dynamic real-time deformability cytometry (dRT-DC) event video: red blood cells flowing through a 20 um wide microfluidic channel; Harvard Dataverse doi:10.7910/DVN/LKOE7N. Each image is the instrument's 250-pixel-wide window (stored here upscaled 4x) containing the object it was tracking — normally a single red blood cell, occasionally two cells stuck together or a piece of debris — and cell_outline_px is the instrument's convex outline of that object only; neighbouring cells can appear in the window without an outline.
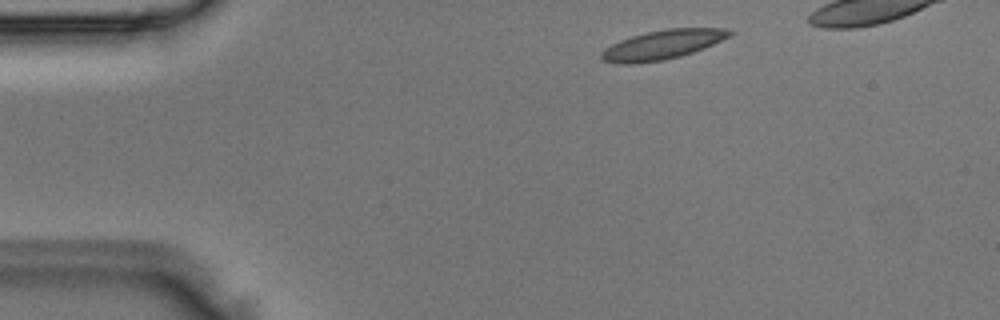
{"species": "Egyptian fruit bat (a non-hibernating species)", "species_latin": "Rousettus aegyptiacus", "temperature_condition": "room temperature", "stored_images_in_passage": 3, "camera_frame_rate_fps": 3000, "um_per_image_px": 0.085, "animal": {"sex": "male"}, "frame": {"image": 1, "passage_image": 1, "time_ms": 0.0, "image_size_px": [1000, 320], "cell_outline_px": [[736, 32], [732, 36], [704, 48], [680, 56], [664, 60], [636, 64], [620, 64], [600, 60], [600, 52], [604, 48], [620, 40], [632, 36], [648, 32], [668, 28], [724, 28]], "centroid_in_image_um": [56.31, 3.81], "position_along_channel_um": 28.7, "area_um2": 22.08}}
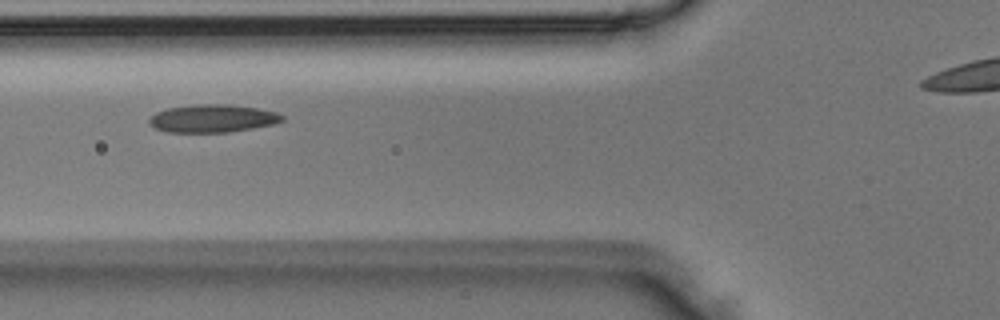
{"frame": {"image": 2, "passage_image": 3, "time_ms": 0.667, "image_size_px": [1000, 320], "cell_outline_px": [[284, 120], [272, 124], [252, 128], [228, 132], [168, 132], [156, 128], [148, 124], [148, 120], [156, 112], [168, 108], [192, 104], [228, 104], [256, 108], [276, 112], [284, 116]], "centroid_in_image_um": [18.05, 10.06], "position_along_channel_um": 107.8, "area_um2": 21.5}}